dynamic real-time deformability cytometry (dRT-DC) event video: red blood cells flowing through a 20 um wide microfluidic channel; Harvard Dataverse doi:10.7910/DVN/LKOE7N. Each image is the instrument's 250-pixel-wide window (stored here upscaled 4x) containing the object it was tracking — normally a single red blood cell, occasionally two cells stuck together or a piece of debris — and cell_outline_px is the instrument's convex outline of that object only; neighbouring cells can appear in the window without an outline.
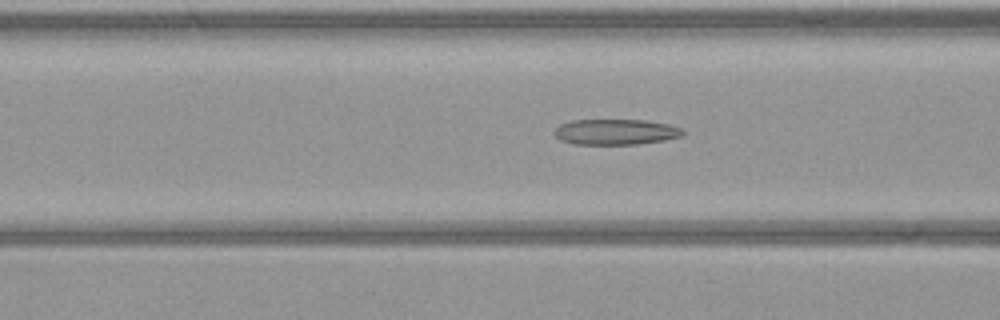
{"species": "common noctule bat (a hibernating species)", "species_latin": "Nyctalus noctula", "temperature_condition": "warm", "stored_images_in_passage": 34, "camera_frame_rate_fps": 3000, "um_per_image_px": 0.085, "animal": {"sex": "female", "body_mass_g": 21.9}, "frame": {"image": 1, "passage_image": 12, "time_ms": 3.667, "image_size_px": [1000, 320], "cell_outline_px": [[684, 132], [680, 136], [664, 140], [636, 144], [572, 144], [560, 140], [552, 132], [560, 124], [568, 120], [644, 120], [668, 124], [680, 128]], "centroid_in_image_um": [52.26, 11.21], "position_along_channel_um": 114.3, "area_um2": 19.13}}
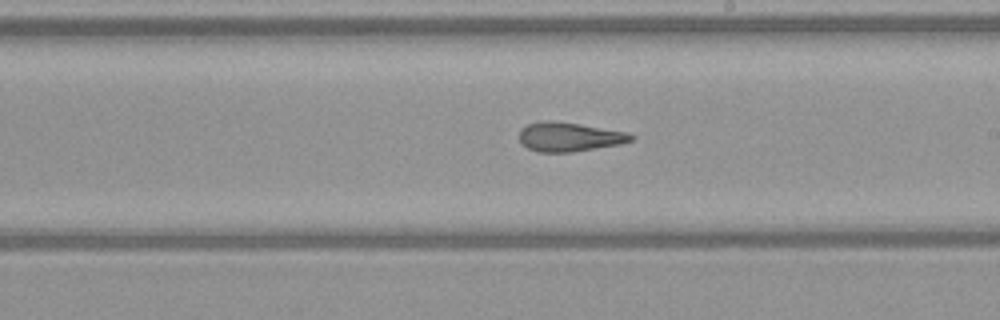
{"frame": {"image": 2, "passage_image": 22, "time_ms": 7.0, "image_size_px": [1000, 320], "cell_outline_px": [[636, 136], [632, 140], [620, 144], [572, 152], [536, 152], [520, 144], [520, 128], [528, 124], [544, 120], [552, 120], [580, 124], [628, 132]], "centroid_in_image_um": [48.37, 11.63], "position_along_channel_um": 240.6, "area_um2": 19.13}}
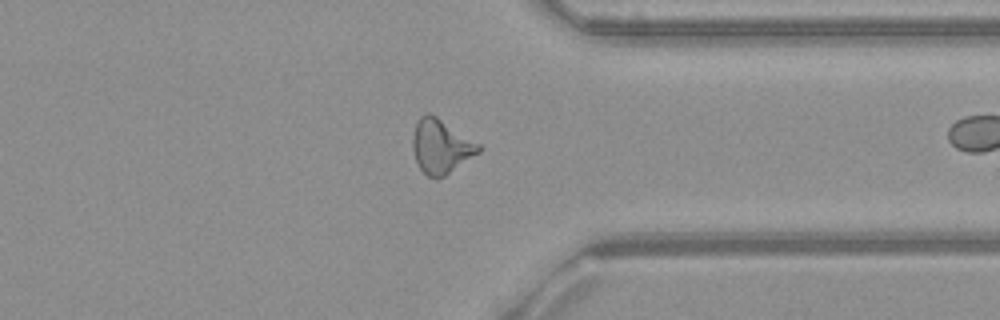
{"frame": {"image": 3, "passage_image": 33, "time_ms": 10.667, "image_size_px": [1000, 320], "cell_outline_px": [[484, 148], [480, 152], [444, 176], [436, 180], [428, 176], [420, 168], [416, 160], [412, 148], [412, 136], [416, 124], [420, 116], [424, 112], [428, 112], [436, 116], [480, 144]], "centroid_in_image_um": [37.48, 12.44], "position_along_channel_um": 373.9, "area_um2": 20.81}}